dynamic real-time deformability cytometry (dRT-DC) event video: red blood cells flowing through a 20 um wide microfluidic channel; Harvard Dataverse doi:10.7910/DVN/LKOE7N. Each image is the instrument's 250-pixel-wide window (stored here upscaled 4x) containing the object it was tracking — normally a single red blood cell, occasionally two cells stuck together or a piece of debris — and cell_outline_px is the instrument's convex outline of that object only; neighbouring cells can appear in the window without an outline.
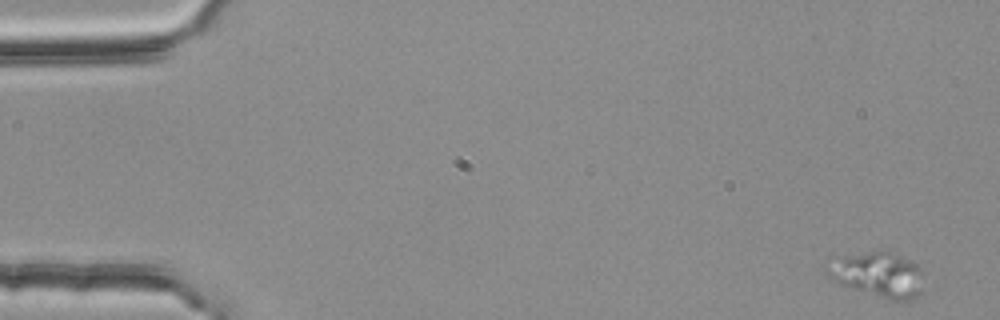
{"species": "common noctule bat (a hibernating species)", "species_latin": "Nyctalus noctula", "temperature_condition": "room temperature", "stored_images_in_passage": 53, "camera_frame_rate_fps": 3000, "um_per_image_px": 0.085, "animal": {"sex": "female", "body_mass_g": 25.1}, "frame": {"image": 1, "passage_image": 1, "time_ms": 0.0, "image_size_px": [1000, 320], "cell_outline_px": [[920, 292], [912, 300], [888, 300], [840, 284], [828, 276], [824, 264], [848, 256], [872, 252], [888, 252], [912, 260], [916, 264], [920, 272]], "centroid_in_image_um": [74.62, 23.37], "position_along_channel_um": 10.4, "area_um2": 24.51}}
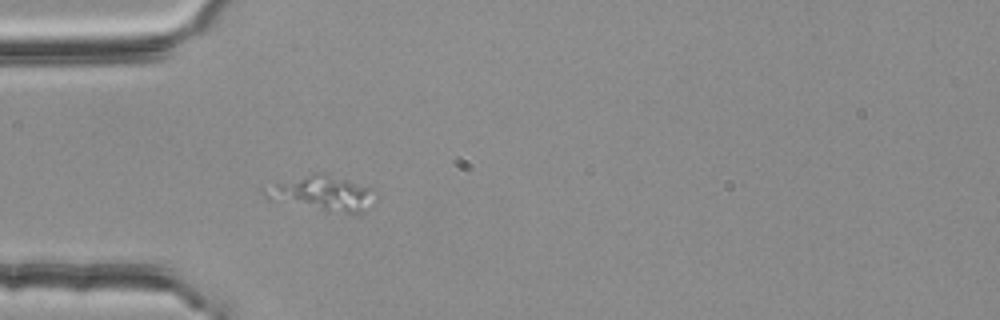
{"frame": {"image": 2, "passage_image": 16, "time_ms": 5.0, "image_size_px": [1000, 320], "cell_outline_px": [[376, 204], [364, 212], [328, 212], [264, 196], [260, 192], [260, 188], [316, 172], [324, 172], [372, 188]], "centroid_in_image_um": [27.47, 16.42], "position_along_channel_um": 57.5, "area_um2": 22.25}}
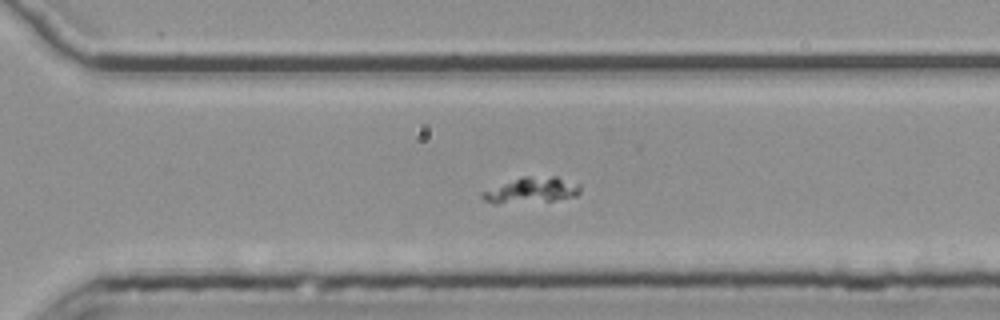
{"frame": {"image": 3, "passage_image": 38, "time_ms": 12.333, "image_size_px": [1000, 320], "cell_outline_px": [[580, 192], [576, 196], [552, 200], [496, 204], [484, 200], [480, 196], [480, 192], [520, 176], [556, 176], [580, 184]], "centroid_in_image_um": [45.15, 16.15], "position_along_channel_um": 325.4, "area_um2": 14.74}}